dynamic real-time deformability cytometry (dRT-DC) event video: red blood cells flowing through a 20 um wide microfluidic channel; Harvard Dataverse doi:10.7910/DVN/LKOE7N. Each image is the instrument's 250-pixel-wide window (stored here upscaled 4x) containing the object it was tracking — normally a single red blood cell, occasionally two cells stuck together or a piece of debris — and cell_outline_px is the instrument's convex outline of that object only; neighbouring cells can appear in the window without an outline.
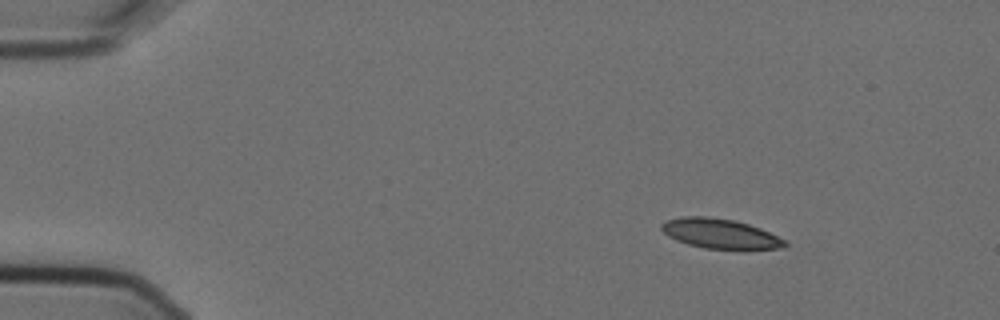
{"species": "Egyptian fruit bat (a non-hibernating species)", "species_latin": "Rousettus aegyptiacus", "temperature_condition": "cold", "stored_images_in_passage": 3, "camera_frame_rate_fps": 3000, "um_per_image_px": 0.085, "animal": {"sex": "female"}, "frame": {"image": 1, "passage_image": 1, "time_ms": 0.0, "image_size_px": [1000, 320], "cell_outline_px": [[788, 244], [780, 248], [744, 252], [740, 252], [704, 248], [688, 244], [676, 240], [668, 236], [660, 228], [660, 224], [668, 220], [680, 216], [708, 216], [736, 220], [760, 228], [788, 240]], "centroid_in_image_um": [61.29, 19.9], "position_along_channel_um": 23.7, "area_um2": 22.43}}